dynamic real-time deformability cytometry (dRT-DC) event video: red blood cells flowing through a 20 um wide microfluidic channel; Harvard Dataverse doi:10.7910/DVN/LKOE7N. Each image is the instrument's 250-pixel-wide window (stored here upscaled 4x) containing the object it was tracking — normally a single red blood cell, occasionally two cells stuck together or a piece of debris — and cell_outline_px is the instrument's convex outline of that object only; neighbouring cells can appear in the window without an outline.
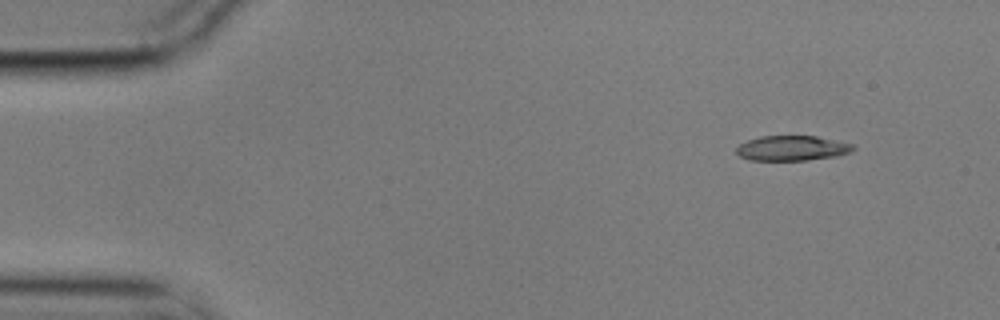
{"species": "common noctule bat (a hibernating species)", "species_latin": "Nyctalus noctula", "temperature_condition": "cold", "stored_images_in_passage": 4, "camera_frame_rate_fps": 3000, "um_per_image_px": 0.085, "animal": {"sex": "male", "body_mass_g": 17.9}, "frame": {"image": 1, "passage_image": 1, "time_ms": 0.0, "image_size_px": [1000, 320], "cell_outline_px": [[856, 148], [852, 152], [836, 156], [808, 160], [748, 160], [740, 156], [736, 152], [736, 148], [740, 144], [748, 140], [760, 136], [816, 136], [852, 144]], "centroid_in_image_um": [67.33, 12.6], "position_along_channel_um": 17.7, "area_um2": 16.99}}
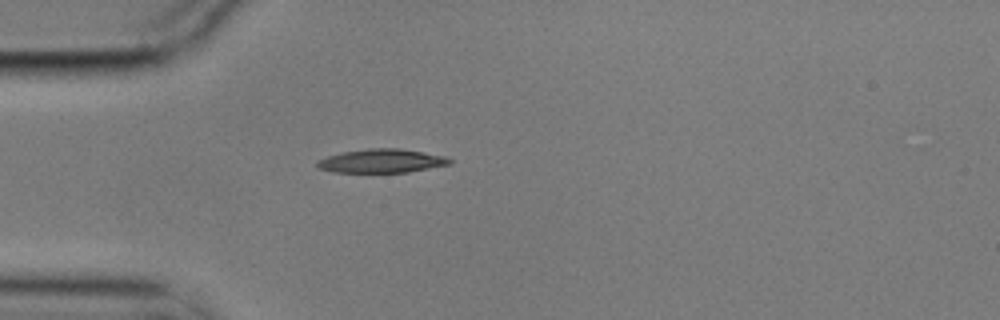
{"frame": {"image": 2, "passage_image": 4, "time_ms": 1.0, "image_size_px": [1000, 320], "cell_outline_px": [[452, 164], [408, 172], [332, 172], [316, 168], [316, 160], [328, 156], [344, 152], [368, 148], [400, 148], [444, 156], [452, 160]], "centroid_in_image_um": [32.41, 13.68], "position_along_channel_um": 52.6, "area_um2": 18.32}}